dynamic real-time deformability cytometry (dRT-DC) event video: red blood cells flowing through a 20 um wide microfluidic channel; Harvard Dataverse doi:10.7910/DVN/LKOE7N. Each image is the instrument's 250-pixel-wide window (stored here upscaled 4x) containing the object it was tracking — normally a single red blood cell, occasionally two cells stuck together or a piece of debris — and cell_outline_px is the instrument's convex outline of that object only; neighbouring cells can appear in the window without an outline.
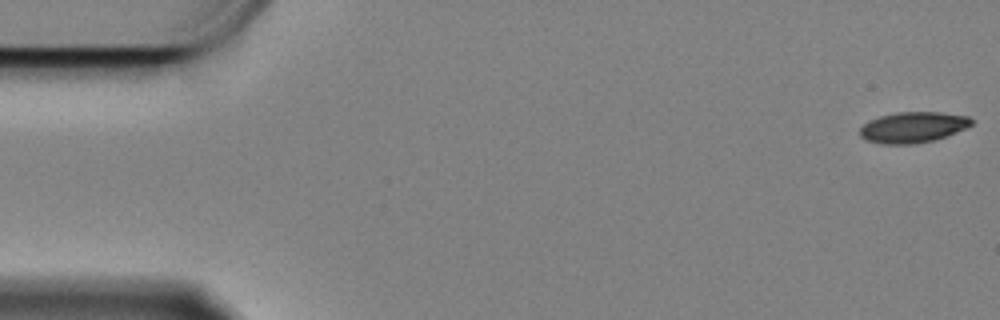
{"species": "Egyptian fruit bat (a non-hibernating species)", "species_latin": "Rousettus aegyptiacus", "temperature_condition": "cold", "stored_images_in_passage": 60, "segment_of_instrument_passage": [1, 2], "camera_frame_rate_fps": 3000, "um_per_image_px": 0.085, "animal": {"sex": "female"}, "frame": {"image": 1, "passage_image": 1, "time_ms": 0.0, "image_size_px": [1000, 320], "cell_outline_px": [[972, 124], [968, 128], [932, 140], [912, 144], [880, 144], [868, 140], [860, 136], [860, 128], [864, 124], [880, 116], [896, 112], [940, 112], [968, 116], [972, 120]], "centroid_in_image_um": [77.61, 10.81], "position_along_channel_um": 7.4, "area_um2": 19.83}}
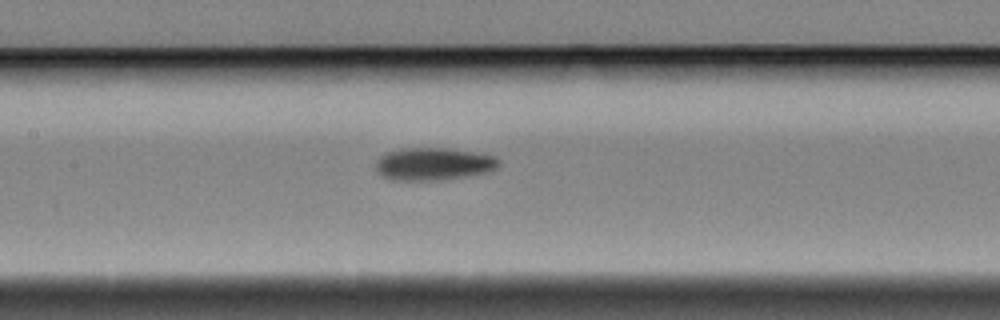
{"frame": {"image": 2, "passage_image": 27, "time_ms": 8.667, "image_size_px": [1000, 320], "cell_outline_px": [[500, 164], [496, 168], [484, 172], [464, 176], [440, 180], [392, 180], [384, 176], [376, 168], [376, 160], [380, 156], [388, 152], [400, 148], [452, 148], [496, 156], [500, 160]], "centroid_in_image_um": [36.85, 13.92], "position_along_channel_um": 170.5, "area_um2": 23.24}}
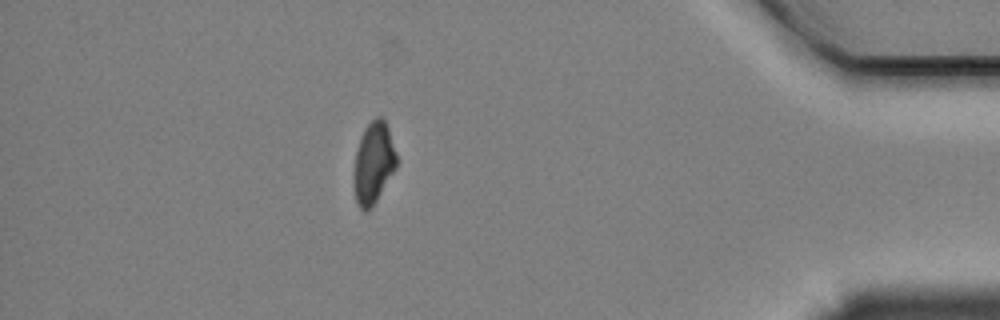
{"frame": {"image": 3, "passage_image": 52, "time_ms": 17.0, "image_size_px": [1000, 320], "cell_outline_px": [[396, 168], [376, 200], [364, 212], [360, 208], [356, 200], [352, 184], [352, 172], [356, 152], [360, 136], [364, 128], [376, 116], [380, 116], [384, 120], [388, 128], [396, 152]], "centroid_in_image_um": [31.71, 13.83], "position_along_channel_um": 403.5, "area_um2": 20.29}}